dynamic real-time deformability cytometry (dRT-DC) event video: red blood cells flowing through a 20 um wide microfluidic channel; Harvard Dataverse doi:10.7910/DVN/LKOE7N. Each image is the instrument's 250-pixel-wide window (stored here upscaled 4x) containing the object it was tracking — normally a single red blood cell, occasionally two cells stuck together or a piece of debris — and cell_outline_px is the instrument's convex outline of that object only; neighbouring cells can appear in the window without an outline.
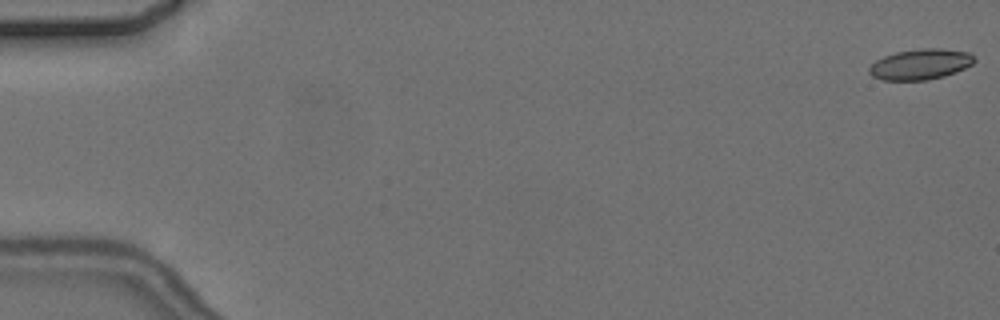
{"species": "common noctule bat (a hibernating species)", "species_latin": "Nyctalus noctula", "temperature_condition": "cold", "stored_images_in_passage": 5, "camera_frame_rate_fps": 3000, "um_per_image_px": 0.085, "animal": {"sex": "female", "body_mass_g": 24.6, "forearm_length_mm": 56.2}, "frame": {"image": 1, "passage_image": 1, "time_ms": 0.0, "image_size_px": [1000, 320], "cell_outline_px": [[976, 60], [972, 64], [956, 72], [944, 76], [928, 80], [884, 80], [872, 76], [868, 72], [868, 68], [876, 60], [884, 56], [896, 52], [920, 48], [940, 48], [968, 52]], "centroid_in_image_um": [78.22, 5.46], "position_along_channel_um": 6.8, "area_um2": 18.73}}
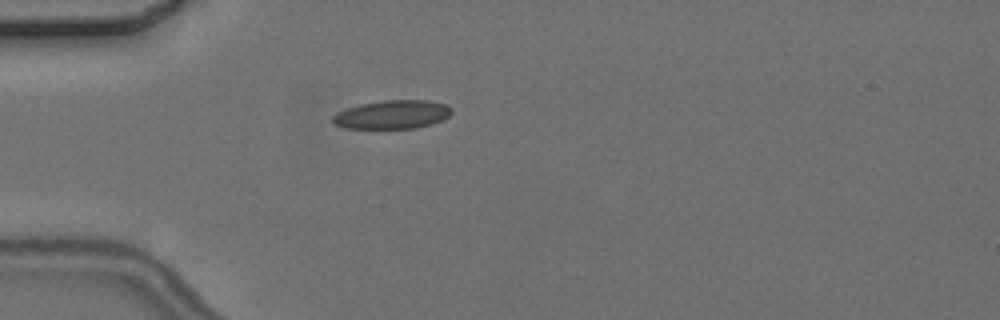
{"frame": {"image": 2, "passage_image": 5, "time_ms": 5.333, "image_size_px": [1000, 320], "cell_outline_px": [[452, 112], [444, 120], [432, 124], [416, 128], [344, 128], [332, 124], [332, 116], [336, 112], [360, 104], [380, 100], [428, 100], [444, 104], [452, 108]], "centroid_in_image_um": [33.33, 9.73], "position_along_channel_um": 51.7, "area_um2": 20.0}}